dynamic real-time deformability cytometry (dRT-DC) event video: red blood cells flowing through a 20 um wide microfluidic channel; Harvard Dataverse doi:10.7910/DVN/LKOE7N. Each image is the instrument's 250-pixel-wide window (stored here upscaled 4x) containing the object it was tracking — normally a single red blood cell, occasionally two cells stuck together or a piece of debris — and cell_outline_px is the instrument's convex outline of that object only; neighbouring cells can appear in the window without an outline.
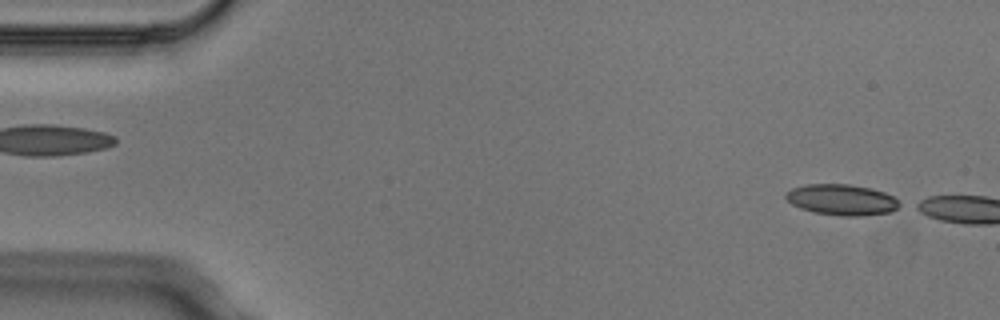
{"species": "Egyptian fruit bat (a non-hibernating species)", "species_latin": "Rousettus aegyptiacus", "temperature_condition": "cold", "stored_images_in_passage": 5, "segment_of_instrument_passage": [2, 2], "camera_frame_rate_fps": 3000, "um_per_image_px": 0.085, "animal": {"sex": "male"}, "frame": {"image": 1, "passage_image": 5, "time_ms": 1.333, "image_size_px": [1000, 320], "cell_outline_px": [[904, 204], [900, 208], [892, 212], [864, 216], [840, 216], [816, 212], [800, 208], [792, 204], [784, 196], [784, 192], [792, 188], [808, 184], [848, 184], [872, 188], [884, 192], [892, 196]], "centroid_in_image_um": [71.6, 16.98], "position_along_channel_um": 13.4, "area_um2": 20.75}}